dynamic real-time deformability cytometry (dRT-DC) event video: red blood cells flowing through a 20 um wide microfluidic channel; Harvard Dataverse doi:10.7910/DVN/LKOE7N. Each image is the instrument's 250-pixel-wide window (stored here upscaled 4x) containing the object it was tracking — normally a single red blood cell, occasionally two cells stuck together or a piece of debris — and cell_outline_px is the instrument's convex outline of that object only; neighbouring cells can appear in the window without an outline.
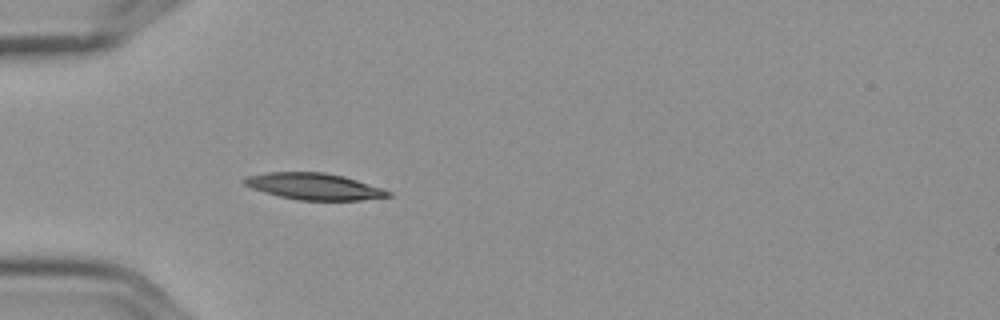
{"species": "Egyptian fruit bat (a non-hibernating species)", "species_latin": "Rousettus aegyptiacus", "temperature_condition": "cold", "stored_images_in_passage": 4, "camera_frame_rate_fps": 3000, "um_per_image_px": 0.085, "frame": {"image": 1, "passage_image": 4, "time_ms": 1.0, "image_size_px": [1000, 320], "cell_outline_px": [[392, 196], [360, 200], [296, 200], [264, 192], [252, 188], [244, 184], [240, 180], [244, 176], [264, 172], [324, 172], [344, 176], [392, 192]], "centroid_in_image_um": [26.63, 15.83], "position_along_channel_um": 58.4, "area_um2": 22.25}}